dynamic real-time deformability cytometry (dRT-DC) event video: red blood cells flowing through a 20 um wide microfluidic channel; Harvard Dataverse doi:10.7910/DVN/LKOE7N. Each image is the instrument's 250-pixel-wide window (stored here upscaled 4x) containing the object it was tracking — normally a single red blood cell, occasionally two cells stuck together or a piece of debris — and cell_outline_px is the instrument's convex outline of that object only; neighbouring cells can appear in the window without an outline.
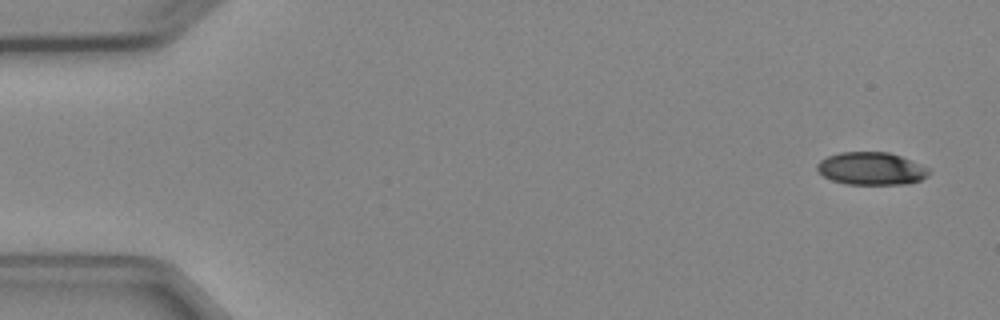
{"species": "Egyptian fruit bat (a non-hibernating species)", "species_latin": "Rousettus aegyptiacus", "temperature_condition": "cold", "stored_images_in_passage": 4, "camera_frame_rate_fps": 3000, "um_per_image_px": 0.085, "animal": {"sex": "female"}, "frame": {"image": 1, "passage_image": 1, "time_ms": 0.0, "image_size_px": [1000, 320], "cell_outline_px": [[932, 172], [928, 176], [920, 180], [908, 184], [844, 184], [832, 180], [824, 176], [816, 168], [816, 164], [820, 160], [828, 156], [840, 152], [888, 152], [900, 156], [928, 168]], "centroid_in_image_um": [74.05, 14.33], "position_along_channel_um": 10.9, "area_um2": 21.27}}
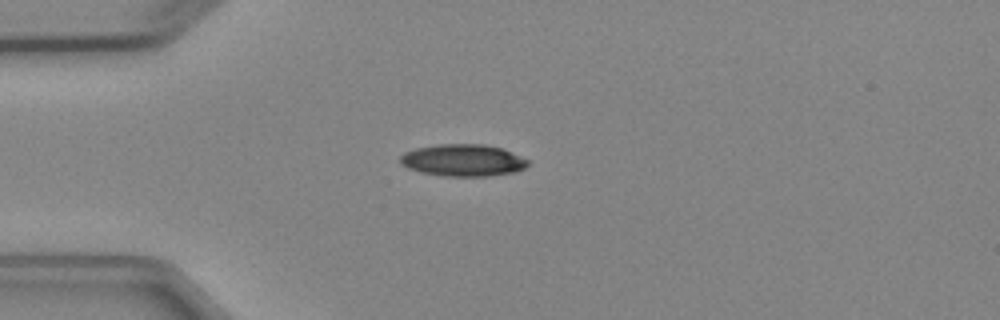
{"frame": {"image": 2, "passage_image": 4, "time_ms": 3.667, "image_size_px": [1000, 320], "cell_outline_px": [[528, 164], [524, 168], [516, 172], [488, 176], [444, 176], [420, 172], [408, 168], [400, 164], [400, 156], [404, 152], [416, 148], [440, 144], [484, 144], [500, 148], [520, 156], [528, 160]], "centroid_in_image_um": [39.33, 13.63], "position_along_channel_um": 45.7, "area_um2": 23.76}}